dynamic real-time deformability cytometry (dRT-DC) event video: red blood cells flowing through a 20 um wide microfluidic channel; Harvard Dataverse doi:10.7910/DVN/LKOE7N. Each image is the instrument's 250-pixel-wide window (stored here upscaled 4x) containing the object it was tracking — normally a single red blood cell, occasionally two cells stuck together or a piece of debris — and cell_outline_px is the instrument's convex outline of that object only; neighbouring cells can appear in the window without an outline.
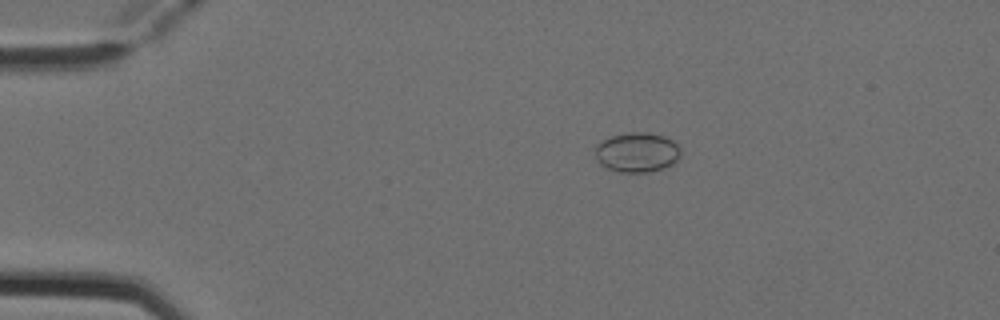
{"species": "Egyptian fruit bat (a non-hibernating species)", "species_latin": "Rousettus aegyptiacus", "temperature_condition": "cold", "stored_images_in_passage": 6, "camera_frame_rate_fps": 3000, "um_per_image_px": 0.085, "animal": {"sex": "female"}, "frame": {"image": 1, "passage_image": 4, "time_ms": 1.0, "image_size_px": [1000, 320], "cell_outline_px": [[680, 156], [672, 164], [648, 172], [620, 172], [608, 168], [600, 164], [596, 156], [596, 148], [604, 140], [612, 136], [628, 132], [648, 132], [664, 136], [672, 140], [680, 148]], "centroid_in_image_um": [54.17, 12.94], "position_along_channel_um": 30.8, "area_um2": 19.48}}